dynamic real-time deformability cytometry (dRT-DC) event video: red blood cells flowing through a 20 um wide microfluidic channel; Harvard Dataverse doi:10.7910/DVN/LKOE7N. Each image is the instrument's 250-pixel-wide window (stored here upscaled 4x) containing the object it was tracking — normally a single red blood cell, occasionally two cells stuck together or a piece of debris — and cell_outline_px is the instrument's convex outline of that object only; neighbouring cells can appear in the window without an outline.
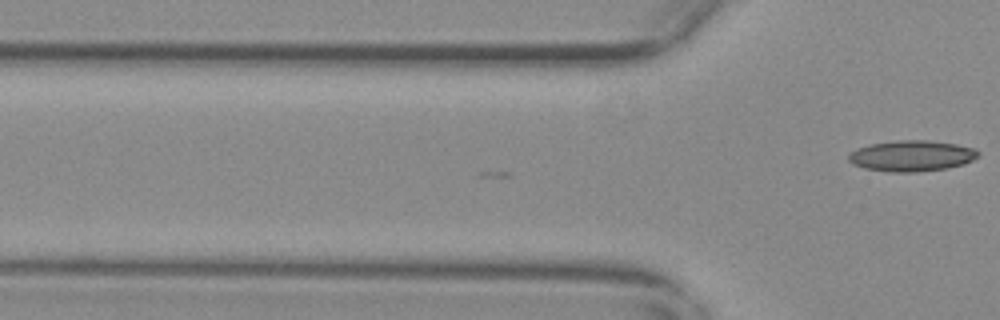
{"species": "common noctule bat (a hibernating species)", "species_latin": "Nyctalus noctula", "temperature_condition": "warm", "stored_images_in_passage": 2, "camera_frame_rate_fps": 3000, "um_per_image_px": 0.085, "animal": {"sex": "female", "body_mass_g": 29.2, "forearm_length_mm": 56.3}, "frame": {"image": 1, "passage_image": 2, "time_ms": 0.333, "image_size_px": [1000, 320], "cell_outline_px": [[980, 156], [964, 164], [948, 168], [916, 172], [888, 172], [864, 168], [852, 164], [848, 160], [848, 156], [856, 148], [872, 144], [896, 140], [928, 140], [956, 144], [976, 148], [980, 152]], "centroid_in_image_um": [77.52, 13.25], "position_along_channel_um": 48.3, "area_um2": 23.52}}